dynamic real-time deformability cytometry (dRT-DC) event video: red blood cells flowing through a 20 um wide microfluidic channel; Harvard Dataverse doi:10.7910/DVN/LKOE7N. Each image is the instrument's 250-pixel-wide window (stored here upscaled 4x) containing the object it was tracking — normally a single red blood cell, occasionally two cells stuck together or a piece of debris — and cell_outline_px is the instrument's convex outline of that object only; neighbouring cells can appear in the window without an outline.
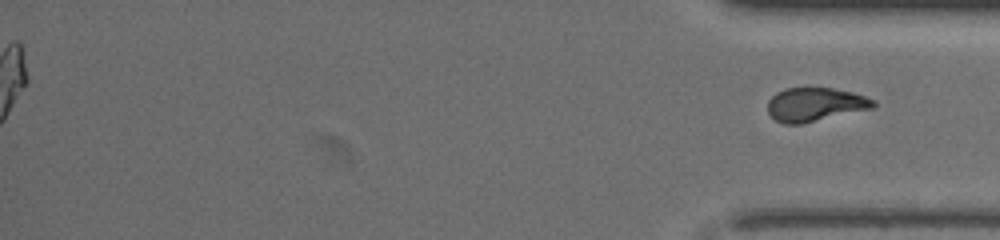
{"species": "common noctule bat (a hibernating species)", "species_latin": "Nyctalus noctula", "temperature_condition": "warm", "stored_images_in_passage": 70, "segment_of_instrument_passage": [2, 2], "camera_frame_rate_fps": 3000, "um_per_image_px": 0.085, "animal": {"sex": "female", "body_mass_g": 19.5, "forearm_length_mm": 54.1}, "frame": {"image": 1, "passage_image": 70, "time_ms": 23.0, "image_size_px": [1000, 240], "cell_outline_px": [[876, 104], [872, 108], [800, 124], [784, 124], [776, 120], [768, 112], [768, 100], [776, 92], [784, 88], [812, 84], [852, 92], [876, 100]], "centroid_in_image_um": [69.25, 8.82], "position_along_channel_um": 365.9, "area_um2": 21.27}}